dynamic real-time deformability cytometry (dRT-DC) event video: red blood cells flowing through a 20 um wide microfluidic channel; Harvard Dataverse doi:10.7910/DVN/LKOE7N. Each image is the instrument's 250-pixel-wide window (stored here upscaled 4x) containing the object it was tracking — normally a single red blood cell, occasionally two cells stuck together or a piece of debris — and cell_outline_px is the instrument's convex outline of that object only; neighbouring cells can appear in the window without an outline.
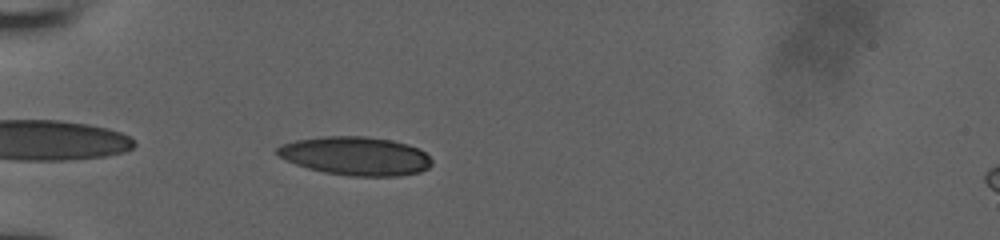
{"species": "human", "species_latin": "Homo sapiens", "temperature_condition": "room temperature", "stored_images_in_passage": 35, "camera_frame_rate_fps": 3000, "um_per_image_px": 0.085, "donor": {"sex": "male"}, "frame": {"image": 1, "passage_image": 2, "time_ms": 0.333, "image_size_px": [1000, 240], "cell_outline_px": [[432, 164], [428, 168], [420, 172], [400, 176], [348, 176], [324, 172], [308, 168], [296, 164], [280, 156], [276, 152], [276, 148], [280, 144], [296, 140], [324, 136], [364, 136], [392, 140], [408, 144], [424, 152], [432, 160]], "centroid_in_image_um": [30.23, 13.26], "position_along_channel_um": 54.8, "area_um2": 34.74}}
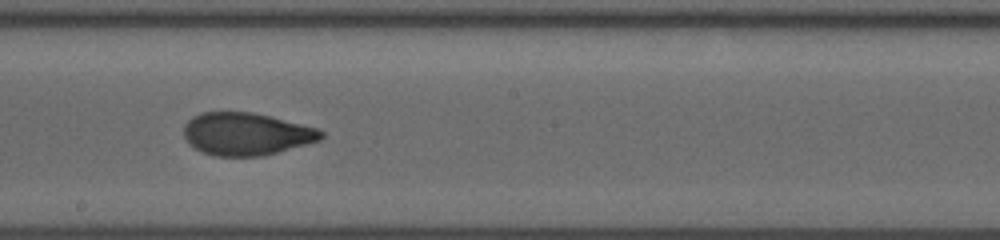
{"frame": {"image": 2, "passage_image": 16, "time_ms": 5.0, "image_size_px": [1000, 240], "cell_outline_px": [[324, 136], [320, 140], [276, 152], [260, 156], [216, 156], [200, 152], [184, 136], [184, 124], [192, 116], [200, 112], [252, 112], [320, 128], [324, 132]], "centroid_in_image_um": [20.94, 11.37], "position_along_channel_um": 227.3, "area_um2": 33.93}}
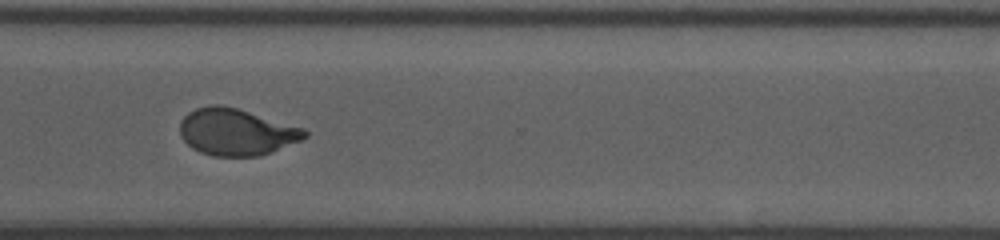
{"frame": {"image": 3, "passage_image": 25, "time_ms": 8.0, "image_size_px": [1000, 240], "cell_outline_px": [[308, 136], [300, 140], [272, 152], [260, 156], [212, 156], [200, 152], [192, 148], [180, 136], [180, 120], [188, 112], [196, 108], [208, 104], [220, 104], [236, 108], [304, 128], [308, 132]], "centroid_in_image_um": [20.06, 11.21], "position_along_channel_um": 350.5, "area_um2": 34.04}}